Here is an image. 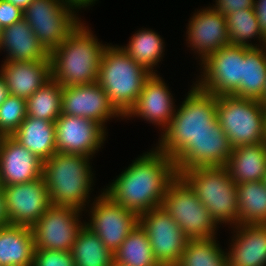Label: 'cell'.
I'll return each instance as SVG.
<instances>
[{
  "instance_id": "1",
  "label": "cell",
  "mask_w": 266,
  "mask_h": 266,
  "mask_svg": "<svg viewBox=\"0 0 266 266\" xmlns=\"http://www.w3.org/2000/svg\"><path fill=\"white\" fill-rule=\"evenodd\" d=\"M177 176L172 157L155 147L132 160L102 191L139 216L162 205L168 186Z\"/></svg>"
},
{
  "instance_id": "2",
  "label": "cell",
  "mask_w": 266,
  "mask_h": 266,
  "mask_svg": "<svg viewBox=\"0 0 266 266\" xmlns=\"http://www.w3.org/2000/svg\"><path fill=\"white\" fill-rule=\"evenodd\" d=\"M85 21L50 54L51 77L63 86L92 84L98 80L101 58L107 44L97 38Z\"/></svg>"
},
{
  "instance_id": "3",
  "label": "cell",
  "mask_w": 266,
  "mask_h": 266,
  "mask_svg": "<svg viewBox=\"0 0 266 266\" xmlns=\"http://www.w3.org/2000/svg\"><path fill=\"white\" fill-rule=\"evenodd\" d=\"M92 157L55 153L43 162L45 179L51 205L71 206L85 211L94 190Z\"/></svg>"
},
{
  "instance_id": "4",
  "label": "cell",
  "mask_w": 266,
  "mask_h": 266,
  "mask_svg": "<svg viewBox=\"0 0 266 266\" xmlns=\"http://www.w3.org/2000/svg\"><path fill=\"white\" fill-rule=\"evenodd\" d=\"M190 88L156 143L158 150L172 158L197 134L214 128L216 95L199 89L194 83Z\"/></svg>"
},
{
  "instance_id": "5",
  "label": "cell",
  "mask_w": 266,
  "mask_h": 266,
  "mask_svg": "<svg viewBox=\"0 0 266 266\" xmlns=\"http://www.w3.org/2000/svg\"><path fill=\"white\" fill-rule=\"evenodd\" d=\"M150 75L122 47L110 43L101 58L97 83L105 90L115 108L125 116L136 104Z\"/></svg>"
},
{
  "instance_id": "6",
  "label": "cell",
  "mask_w": 266,
  "mask_h": 266,
  "mask_svg": "<svg viewBox=\"0 0 266 266\" xmlns=\"http://www.w3.org/2000/svg\"><path fill=\"white\" fill-rule=\"evenodd\" d=\"M180 176L189 184L218 225H238L236 184L225 166L196 167Z\"/></svg>"
},
{
  "instance_id": "7",
  "label": "cell",
  "mask_w": 266,
  "mask_h": 266,
  "mask_svg": "<svg viewBox=\"0 0 266 266\" xmlns=\"http://www.w3.org/2000/svg\"><path fill=\"white\" fill-rule=\"evenodd\" d=\"M216 118L233 148L266 141V107L259 100L216 96Z\"/></svg>"
},
{
  "instance_id": "8",
  "label": "cell",
  "mask_w": 266,
  "mask_h": 266,
  "mask_svg": "<svg viewBox=\"0 0 266 266\" xmlns=\"http://www.w3.org/2000/svg\"><path fill=\"white\" fill-rule=\"evenodd\" d=\"M161 206L188 239L217 237L219 225L180 175L168 186Z\"/></svg>"
},
{
  "instance_id": "9",
  "label": "cell",
  "mask_w": 266,
  "mask_h": 266,
  "mask_svg": "<svg viewBox=\"0 0 266 266\" xmlns=\"http://www.w3.org/2000/svg\"><path fill=\"white\" fill-rule=\"evenodd\" d=\"M62 0H33L23 11V19L50 54L82 21Z\"/></svg>"
},
{
  "instance_id": "10",
  "label": "cell",
  "mask_w": 266,
  "mask_h": 266,
  "mask_svg": "<svg viewBox=\"0 0 266 266\" xmlns=\"http://www.w3.org/2000/svg\"><path fill=\"white\" fill-rule=\"evenodd\" d=\"M249 47L229 44L209 55L199 65L201 74L193 82L216 95H233L243 80V55Z\"/></svg>"
},
{
  "instance_id": "11",
  "label": "cell",
  "mask_w": 266,
  "mask_h": 266,
  "mask_svg": "<svg viewBox=\"0 0 266 266\" xmlns=\"http://www.w3.org/2000/svg\"><path fill=\"white\" fill-rule=\"evenodd\" d=\"M94 199V200H93ZM85 209L90 219L85 225L99 236L104 245L114 253L139 223V216L115 203L103 191ZM91 206V207H90Z\"/></svg>"
},
{
  "instance_id": "12",
  "label": "cell",
  "mask_w": 266,
  "mask_h": 266,
  "mask_svg": "<svg viewBox=\"0 0 266 266\" xmlns=\"http://www.w3.org/2000/svg\"><path fill=\"white\" fill-rule=\"evenodd\" d=\"M82 211L62 205H50L31 227L35 249L71 251L78 232L85 224ZM81 216V217H80Z\"/></svg>"
},
{
  "instance_id": "13",
  "label": "cell",
  "mask_w": 266,
  "mask_h": 266,
  "mask_svg": "<svg viewBox=\"0 0 266 266\" xmlns=\"http://www.w3.org/2000/svg\"><path fill=\"white\" fill-rule=\"evenodd\" d=\"M139 224L146 231L153 254L161 266H176L188 238L162 206L139 215Z\"/></svg>"
},
{
  "instance_id": "14",
  "label": "cell",
  "mask_w": 266,
  "mask_h": 266,
  "mask_svg": "<svg viewBox=\"0 0 266 266\" xmlns=\"http://www.w3.org/2000/svg\"><path fill=\"white\" fill-rule=\"evenodd\" d=\"M232 145L217 118L214 128H208L190 140L172 159L178 175L196 167L225 166Z\"/></svg>"
},
{
  "instance_id": "15",
  "label": "cell",
  "mask_w": 266,
  "mask_h": 266,
  "mask_svg": "<svg viewBox=\"0 0 266 266\" xmlns=\"http://www.w3.org/2000/svg\"><path fill=\"white\" fill-rule=\"evenodd\" d=\"M57 153L94 157L107 139V130L96 121L61 114L55 121Z\"/></svg>"
},
{
  "instance_id": "16",
  "label": "cell",
  "mask_w": 266,
  "mask_h": 266,
  "mask_svg": "<svg viewBox=\"0 0 266 266\" xmlns=\"http://www.w3.org/2000/svg\"><path fill=\"white\" fill-rule=\"evenodd\" d=\"M9 224L32 227L51 205L45 179L2 186Z\"/></svg>"
},
{
  "instance_id": "17",
  "label": "cell",
  "mask_w": 266,
  "mask_h": 266,
  "mask_svg": "<svg viewBox=\"0 0 266 266\" xmlns=\"http://www.w3.org/2000/svg\"><path fill=\"white\" fill-rule=\"evenodd\" d=\"M61 114L92 119L105 129H107L106 123L112 118L124 119L97 82L63 86Z\"/></svg>"
},
{
  "instance_id": "18",
  "label": "cell",
  "mask_w": 266,
  "mask_h": 266,
  "mask_svg": "<svg viewBox=\"0 0 266 266\" xmlns=\"http://www.w3.org/2000/svg\"><path fill=\"white\" fill-rule=\"evenodd\" d=\"M186 26L187 47L193 50L199 64L215 51L230 44L226 18L211 6L197 9ZM198 56V57H197Z\"/></svg>"
},
{
  "instance_id": "19",
  "label": "cell",
  "mask_w": 266,
  "mask_h": 266,
  "mask_svg": "<svg viewBox=\"0 0 266 266\" xmlns=\"http://www.w3.org/2000/svg\"><path fill=\"white\" fill-rule=\"evenodd\" d=\"M169 86L159 74H151L145 81L136 104L124 116L125 119L141 118L148 124L159 126L161 133L175 114L177 105Z\"/></svg>"
},
{
  "instance_id": "20",
  "label": "cell",
  "mask_w": 266,
  "mask_h": 266,
  "mask_svg": "<svg viewBox=\"0 0 266 266\" xmlns=\"http://www.w3.org/2000/svg\"><path fill=\"white\" fill-rule=\"evenodd\" d=\"M40 177H43V161L12 136H1V185L22 184Z\"/></svg>"
},
{
  "instance_id": "21",
  "label": "cell",
  "mask_w": 266,
  "mask_h": 266,
  "mask_svg": "<svg viewBox=\"0 0 266 266\" xmlns=\"http://www.w3.org/2000/svg\"><path fill=\"white\" fill-rule=\"evenodd\" d=\"M228 266H266V224H238L231 227Z\"/></svg>"
},
{
  "instance_id": "22",
  "label": "cell",
  "mask_w": 266,
  "mask_h": 266,
  "mask_svg": "<svg viewBox=\"0 0 266 266\" xmlns=\"http://www.w3.org/2000/svg\"><path fill=\"white\" fill-rule=\"evenodd\" d=\"M0 74L9 94L29 98L51 78V60L3 61Z\"/></svg>"
},
{
  "instance_id": "23",
  "label": "cell",
  "mask_w": 266,
  "mask_h": 266,
  "mask_svg": "<svg viewBox=\"0 0 266 266\" xmlns=\"http://www.w3.org/2000/svg\"><path fill=\"white\" fill-rule=\"evenodd\" d=\"M6 52L4 61H36L50 59L24 19L1 30L0 52Z\"/></svg>"
},
{
  "instance_id": "24",
  "label": "cell",
  "mask_w": 266,
  "mask_h": 266,
  "mask_svg": "<svg viewBox=\"0 0 266 266\" xmlns=\"http://www.w3.org/2000/svg\"><path fill=\"white\" fill-rule=\"evenodd\" d=\"M225 167L235 184L263 181L266 175V141L234 147Z\"/></svg>"
},
{
  "instance_id": "25",
  "label": "cell",
  "mask_w": 266,
  "mask_h": 266,
  "mask_svg": "<svg viewBox=\"0 0 266 266\" xmlns=\"http://www.w3.org/2000/svg\"><path fill=\"white\" fill-rule=\"evenodd\" d=\"M34 252L31 227L8 224L0 228L1 266H32Z\"/></svg>"
},
{
  "instance_id": "26",
  "label": "cell",
  "mask_w": 266,
  "mask_h": 266,
  "mask_svg": "<svg viewBox=\"0 0 266 266\" xmlns=\"http://www.w3.org/2000/svg\"><path fill=\"white\" fill-rule=\"evenodd\" d=\"M12 137L43 162L57 152L55 122L26 116Z\"/></svg>"
},
{
  "instance_id": "27",
  "label": "cell",
  "mask_w": 266,
  "mask_h": 266,
  "mask_svg": "<svg viewBox=\"0 0 266 266\" xmlns=\"http://www.w3.org/2000/svg\"><path fill=\"white\" fill-rule=\"evenodd\" d=\"M127 45L122 49L137 63L143 66L151 74L158 72L156 67L163 61L165 55V42L160 34L148 28H142L135 32ZM162 59V60H161Z\"/></svg>"
},
{
  "instance_id": "28",
  "label": "cell",
  "mask_w": 266,
  "mask_h": 266,
  "mask_svg": "<svg viewBox=\"0 0 266 266\" xmlns=\"http://www.w3.org/2000/svg\"><path fill=\"white\" fill-rule=\"evenodd\" d=\"M266 86V46L249 48L243 55V80L233 94L241 98L261 100Z\"/></svg>"
},
{
  "instance_id": "29",
  "label": "cell",
  "mask_w": 266,
  "mask_h": 266,
  "mask_svg": "<svg viewBox=\"0 0 266 266\" xmlns=\"http://www.w3.org/2000/svg\"><path fill=\"white\" fill-rule=\"evenodd\" d=\"M238 224H266V185L263 181L236 184Z\"/></svg>"
},
{
  "instance_id": "30",
  "label": "cell",
  "mask_w": 266,
  "mask_h": 266,
  "mask_svg": "<svg viewBox=\"0 0 266 266\" xmlns=\"http://www.w3.org/2000/svg\"><path fill=\"white\" fill-rule=\"evenodd\" d=\"M71 254L75 266H111L114 261L113 253L85 224L78 232Z\"/></svg>"
},
{
  "instance_id": "31",
  "label": "cell",
  "mask_w": 266,
  "mask_h": 266,
  "mask_svg": "<svg viewBox=\"0 0 266 266\" xmlns=\"http://www.w3.org/2000/svg\"><path fill=\"white\" fill-rule=\"evenodd\" d=\"M113 256L114 262L126 266H161L153 254L146 231L139 223Z\"/></svg>"
},
{
  "instance_id": "32",
  "label": "cell",
  "mask_w": 266,
  "mask_h": 266,
  "mask_svg": "<svg viewBox=\"0 0 266 266\" xmlns=\"http://www.w3.org/2000/svg\"><path fill=\"white\" fill-rule=\"evenodd\" d=\"M225 18L230 44L249 48L266 46V38L260 32L254 9L238 10ZM253 39H257L259 45L251 42Z\"/></svg>"
},
{
  "instance_id": "33",
  "label": "cell",
  "mask_w": 266,
  "mask_h": 266,
  "mask_svg": "<svg viewBox=\"0 0 266 266\" xmlns=\"http://www.w3.org/2000/svg\"><path fill=\"white\" fill-rule=\"evenodd\" d=\"M63 87L52 77L26 99L27 116L55 122L61 115Z\"/></svg>"
},
{
  "instance_id": "34",
  "label": "cell",
  "mask_w": 266,
  "mask_h": 266,
  "mask_svg": "<svg viewBox=\"0 0 266 266\" xmlns=\"http://www.w3.org/2000/svg\"><path fill=\"white\" fill-rule=\"evenodd\" d=\"M216 239H188L176 266H228L226 249Z\"/></svg>"
},
{
  "instance_id": "35",
  "label": "cell",
  "mask_w": 266,
  "mask_h": 266,
  "mask_svg": "<svg viewBox=\"0 0 266 266\" xmlns=\"http://www.w3.org/2000/svg\"><path fill=\"white\" fill-rule=\"evenodd\" d=\"M26 116V99L9 94L0 106V135L12 136Z\"/></svg>"
},
{
  "instance_id": "36",
  "label": "cell",
  "mask_w": 266,
  "mask_h": 266,
  "mask_svg": "<svg viewBox=\"0 0 266 266\" xmlns=\"http://www.w3.org/2000/svg\"><path fill=\"white\" fill-rule=\"evenodd\" d=\"M32 266H75L71 251L35 249Z\"/></svg>"
},
{
  "instance_id": "37",
  "label": "cell",
  "mask_w": 266,
  "mask_h": 266,
  "mask_svg": "<svg viewBox=\"0 0 266 266\" xmlns=\"http://www.w3.org/2000/svg\"><path fill=\"white\" fill-rule=\"evenodd\" d=\"M23 19V10L6 0H0V28H6Z\"/></svg>"
},
{
  "instance_id": "38",
  "label": "cell",
  "mask_w": 266,
  "mask_h": 266,
  "mask_svg": "<svg viewBox=\"0 0 266 266\" xmlns=\"http://www.w3.org/2000/svg\"><path fill=\"white\" fill-rule=\"evenodd\" d=\"M212 8L224 16L238 10L254 9L255 0H215Z\"/></svg>"
},
{
  "instance_id": "39",
  "label": "cell",
  "mask_w": 266,
  "mask_h": 266,
  "mask_svg": "<svg viewBox=\"0 0 266 266\" xmlns=\"http://www.w3.org/2000/svg\"><path fill=\"white\" fill-rule=\"evenodd\" d=\"M254 11L259 22L260 32L266 38V0H255Z\"/></svg>"
},
{
  "instance_id": "40",
  "label": "cell",
  "mask_w": 266,
  "mask_h": 266,
  "mask_svg": "<svg viewBox=\"0 0 266 266\" xmlns=\"http://www.w3.org/2000/svg\"><path fill=\"white\" fill-rule=\"evenodd\" d=\"M63 3L69 7H72L77 13L82 8L86 10V8H90L95 5V3L99 0H62ZM90 6V7H89Z\"/></svg>"
},
{
  "instance_id": "41",
  "label": "cell",
  "mask_w": 266,
  "mask_h": 266,
  "mask_svg": "<svg viewBox=\"0 0 266 266\" xmlns=\"http://www.w3.org/2000/svg\"><path fill=\"white\" fill-rule=\"evenodd\" d=\"M5 201H4V192L0 191V228L7 226L9 224L8 219L5 213Z\"/></svg>"
},
{
  "instance_id": "42",
  "label": "cell",
  "mask_w": 266,
  "mask_h": 266,
  "mask_svg": "<svg viewBox=\"0 0 266 266\" xmlns=\"http://www.w3.org/2000/svg\"><path fill=\"white\" fill-rule=\"evenodd\" d=\"M8 95H9V92H8L7 85L5 83L4 78L0 74V106L5 101V99L8 97Z\"/></svg>"
},
{
  "instance_id": "43",
  "label": "cell",
  "mask_w": 266,
  "mask_h": 266,
  "mask_svg": "<svg viewBox=\"0 0 266 266\" xmlns=\"http://www.w3.org/2000/svg\"><path fill=\"white\" fill-rule=\"evenodd\" d=\"M16 7L20 8L21 10H25L32 2L33 0H6Z\"/></svg>"
},
{
  "instance_id": "44",
  "label": "cell",
  "mask_w": 266,
  "mask_h": 266,
  "mask_svg": "<svg viewBox=\"0 0 266 266\" xmlns=\"http://www.w3.org/2000/svg\"><path fill=\"white\" fill-rule=\"evenodd\" d=\"M260 102L266 107V86H265V92H264L263 98L260 100Z\"/></svg>"
},
{
  "instance_id": "45",
  "label": "cell",
  "mask_w": 266,
  "mask_h": 266,
  "mask_svg": "<svg viewBox=\"0 0 266 266\" xmlns=\"http://www.w3.org/2000/svg\"><path fill=\"white\" fill-rule=\"evenodd\" d=\"M111 266H126V265L118 264V263H116V262L113 261V263H112Z\"/></svg>"
},
{
  "instance_id": "46",
  "label": "cell",
  "mask_w": 266,
  "mask_h": 266,
  "mask_svg": "<svg viewBox=\"0 0 266 266\" xmlns=\"http://www.w3.org/2000/svg\"><path fill=\"white\" fill-rule=\"evenodd\" d=\"M263 183L266 185V175L263 178Z\"/></svg>"
}]
</instances>
